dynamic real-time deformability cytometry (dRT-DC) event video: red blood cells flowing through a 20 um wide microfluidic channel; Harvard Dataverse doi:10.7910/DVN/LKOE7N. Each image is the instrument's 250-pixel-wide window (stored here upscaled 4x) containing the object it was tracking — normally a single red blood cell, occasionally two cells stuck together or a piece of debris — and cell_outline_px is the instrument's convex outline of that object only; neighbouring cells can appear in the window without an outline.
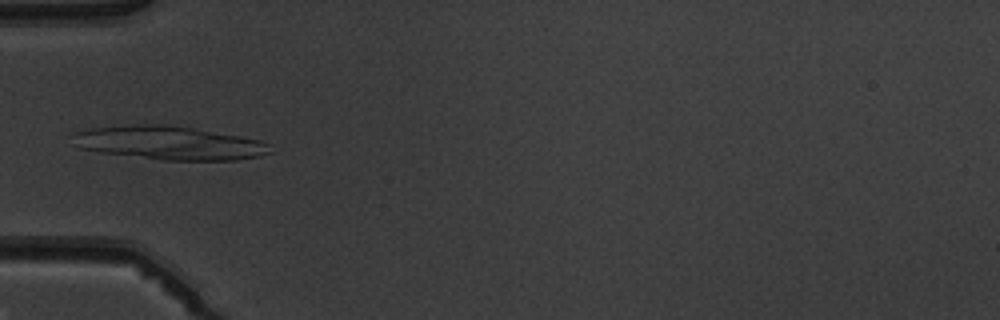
{"species": "common noctule bat (a hibernating species)", "species_latin": "Nyctalus noctula", "temperature_condition": "warm", "stored_images_in_passage": 5, "camera_frame_rate_fps": 3000, "um_per_image_px": 0.085, "animal": {"sex": "male", "body_mass_g": 19.5, "forearm_length_mm": 54.6}, "frame": {"image": 1, "passage_image": 5, "time_ms": 5.333, "image_size_px": [1000, 320], "cell_outline_px": [[272, 152], [260, 156], [236, 160], [164, 160], [100, 152], [80, 148], [72, 132], [88, 128], [132, 124], [164, 124], [192, 128], [240, 136], [260, 140], [268, 144]], "centroid_in_image_um": [14.39, 12.14], "position_along_channel_um": 70.6, "area_um2": 38.44}}